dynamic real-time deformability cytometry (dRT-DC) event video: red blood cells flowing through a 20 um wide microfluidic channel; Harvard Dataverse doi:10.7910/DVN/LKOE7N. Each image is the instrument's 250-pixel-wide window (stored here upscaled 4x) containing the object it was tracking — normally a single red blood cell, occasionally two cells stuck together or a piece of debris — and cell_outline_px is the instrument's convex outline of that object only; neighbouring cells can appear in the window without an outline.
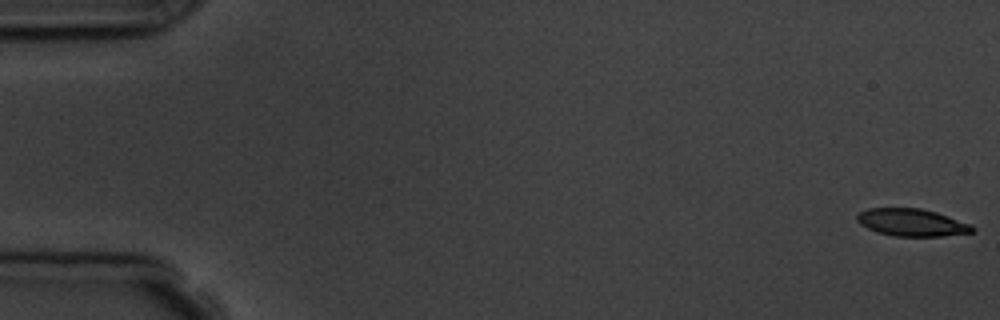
{"species": "common noctule bat (a hibernating species)", "species_latin": "Nyctalus noctula", "temperature_condition": "room temperature", "stored_images_in_passage": 4, "camera_frame_rate_fps": 3000, "um_per_image_px": 0.085, "animal": {"sex": "male", "body_mass_g": 19.5, "forearm_length_mm": 54.6}, "frame": {"image": 1, "passage_image": 1, "time_ms": 0.0, "image_size_px": [1000, 320], "cell_outline_px": [[976, 228], [972, 232], [944, 236], [892, 236], [876, 232], [860, 224], [856, 220], [856, 216], [860, 212], [868, 208], [920, 208], [936, 212], [972, 224]], "centroid_in_image_um": [77.5, 18.91], "position_along_channel_um": 7.5, "area_um2": 18.5}}